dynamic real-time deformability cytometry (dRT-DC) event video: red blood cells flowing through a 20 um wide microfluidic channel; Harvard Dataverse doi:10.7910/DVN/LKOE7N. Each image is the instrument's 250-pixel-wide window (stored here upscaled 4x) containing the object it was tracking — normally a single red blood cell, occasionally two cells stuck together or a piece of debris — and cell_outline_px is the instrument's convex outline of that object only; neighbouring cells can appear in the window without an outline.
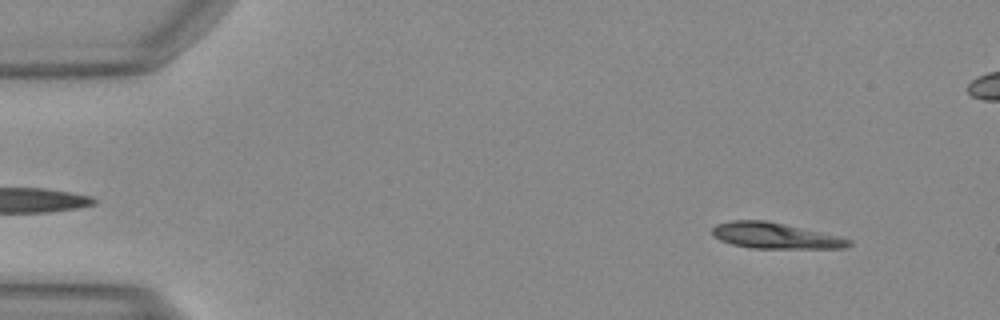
{"species": "Egyptian fruit bat (a non-hibernating species)", "species_latin": "Rousettus aegyptiacus", "temperature_condition": "warm", "stored_images_in_passage": 18, "camera_frame_rate_fps": 3000, "um_per_image_px": 0.085, "animal": {"sex": "female"}, "frame": {"image": 1, "passage_image": 4, "time_ms": 1.0, "image_size_px": [1000, 320], "cell_outline_px": [[852, 244], [844, 248], [752, 248], [732, 244], [720, 240], [712, 236], [712, 228], [716, 224], [732, 220], [768, 220], [840, 236], [852, 240]], "centroid_in_image_um": [65.88, 20.02], "position_along_channel_um": 19.1, "area_um2": 20.69}}
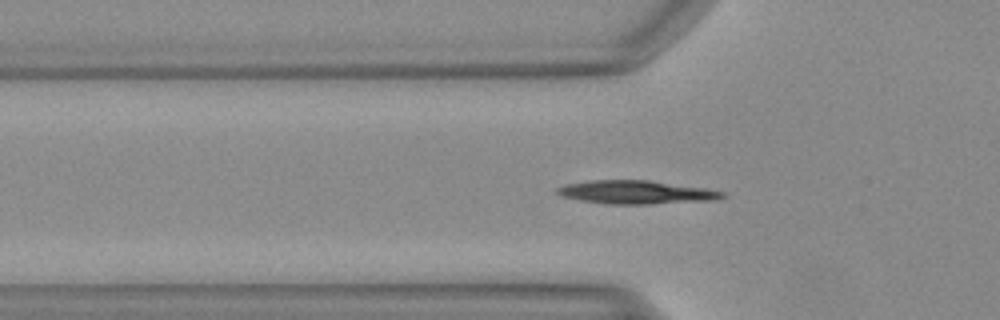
{"frame": {"image": 2, "passage_image": 15, "time_ms": 4.667, "image_size_px": [1000, 320], "cell_outline_px": [[728, 196], [716, 200], [648, 204], [612, 204], [580, 200], [564, 196], [556, 192], [556, 188], [568, 184], [588, 180], [648, 180], [708, 188], [724, 192]], "centroid_in_image_um": [54.15, 16.33], "position_along_channel_um": 71.6, "area_um2": 22.48}}